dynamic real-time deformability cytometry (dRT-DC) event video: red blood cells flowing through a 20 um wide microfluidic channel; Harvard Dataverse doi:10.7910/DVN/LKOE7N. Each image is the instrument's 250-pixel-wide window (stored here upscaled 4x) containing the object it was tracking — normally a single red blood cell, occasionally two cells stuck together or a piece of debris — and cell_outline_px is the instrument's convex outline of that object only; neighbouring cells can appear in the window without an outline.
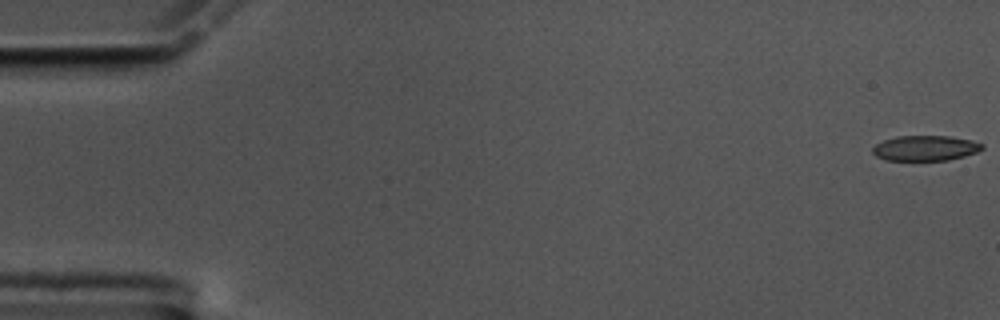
{"species": "common noctule bat (a hibernating species)", "species_latin": "Nyctalus noctula", "temperature_condition": "cold", "stored_images_in_passage": 57, "camera_frame_rate_fps": 3000, "um_per_image_px": 0.085, "animal": {"sex": "male", "body_mass_g": 17.5, "forearm_length_mm": 52.3}, "frame": {"image": 1, "passage_image": 1, "time_ms": 0.0, "image_size_px": [1000, 320], "cell_outline_px": [[984, 148], [976, 152], [964, 156], [948, 160], [884, 160], [876, 156], [872, 152], [872, 148], [876, 144], [884, 140], [896, 136], [952, 136], [972, 140], [984, 144]], "centroid_in_image_um": [78.66, 12.58], "position_along_channel_um": 6.3, "area_um2": 16.18}}